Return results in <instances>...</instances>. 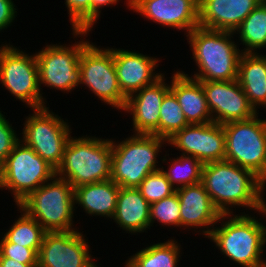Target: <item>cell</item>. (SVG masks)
Wrapping results in <instances>:
<instances>
[{"label":"cell","instance_id":"obj_1","mask_svg":"<svg viewBox=\"0 0 266 267\" xmlns=\"http://www.w3.org/2000/svg\"><path fill=\"white\" fill-rule=\"evenodd\" d=\"M201 182L220 214H236L238 208L255 214L265 207L266 183L253 171L232 162L204 164Z\"/></svg>","mask_w":266,"mask_h":267},{"label":"cell","instance_id":"obj_2","mask_svg":"<svg viewBox=\"0 0 266 267\" xmlns=\"http://www.w3.org/2000/svg\"><path fill=\"white\" fill-rule=\"evenodd\" d=\"M256 216L253 213L246 214L245 211L240 214H221L207 239L215 244L212 246L219 249L224 258L232 261L233 265L235 263L240 267H266L264 209L258 211Z\"/></svg>","mask_w":266,"mask_h":267},{"label":"cell","instance_id":"obj_3","mask_svg":"<svg viewBox=\"0 0 266 267\" xmlns=\"http://www.w3.org/2000/svg\"><path fill=\"white\" fill-rule=\"evenodd\" d=\"M234 32L194 28L187 36L196 71L191 75L198 81H232L238 78L241 55ZM236 42V43H235Z\"/></svg>","mask_w":266,"mask_h":267},{"label":"cell","instance_id":"obj_4","mask_svg":"<svg viewBox=\"0 0 266 267\" xmlns=\"http://www.w3.org/2000/svg\"><path fill=\"white\" fill-rule=\"evenodd\" d=\"M111 144L110 179L120 187L137 188L148 174L161 170L158 158L163 159L160 153L168 140L153 134H131L121 141L111 138Z\"/></svg>","mask_w":266,"mask_h":267},{"label":"cell","instance_id":"obj_5","mask_svg":"<svg viewBox=\"0 0 266 267\" xmlns=\"http://www.w3.org/2000/svg\"><path fill=\"white\" fill-rule=\"evenodd\" d=\"M111 138L96 135L71 136L56 169L59 178L68 180L73 188L109 180L111 177Z\"/></svg>","mask_w":266,"mask_h":267},{"label":"cell","instance_id":"obj_6","mask_svg":"<svg viewBox=\"0 0 266 267\" xmlns=\"http://www.w3.org/2000/svg\"><path fill=\"white\" fill-rule=\"evenodd\" d=\"M34 218L46 232H68L75 227L74 188L55 175L17 205ZM78 228V229H77Z\"/></svg>","mask_w":266,"mask_h":267},{"label":"cell","instance_id":"obj_7","mask_svg":"<svg viewBox=\"0 0 266 267\" xmlns=\"http://www.w3.org/2000/svg\"><path fill=\"white\" fill-rule=\"evenodd\" d=\"M90 32L92 34V30H72L73 39L78 40L81 37L79 41L73 44L70 41L69 45L60 42L46 43L43 48L35 52L42 95H44L42 85L64 94H69L78 88L80 55L82 49L90 42V38L86 39Z\"/></svg>","mask_w":266,"mask_h":267},{"label":"cell","instance_id":"obj_8","mask_svg":"<svg viewBox=\"0 0 266 267\" xmlns=\"http://www.w3.org/2000/svg\"><path fill=\"white\" fill-rule=\"evenodd\" d=\"M56 175V169L19 140L0 166V190H8L17 206Z\"/></svg>","mask_w":266,"mask_h":267},{"label":"cell","instance_id":"obj_9","mask_svg":"<svg viewBox=\"0 0 266 267\" xmlns=\"http://www.w3.org/2000/svg\"><path fill=\"white\" fill-rule=\"evenodd\" d=\"M5 43L0 49V84L27 108L47 106L39 86L38 65L33 52ZM31 53V54H30Z\"/></svg>","mask_w":266,"mask_h":267},{"label":"cell","instance_id":"obj_10","mask_svg":"<svg viewBox=\"0 0 266 267\" xmlns=\"http://www.w3.org/2000/svg\"><path fill=\"white\" fill-rule=\"evenodd\" d=\"M222 126L225 132L224 160L253 171L266 183V119L258 113L251 119Z\"/></svg>","mask_w":266,"mask_h":267},{"label":"cell","instance_id":"obj_11","mask_svg":"<svg viewBox=\"0 0 266 267\" xmlns=\"http://www.w3.org/2000/svg\"><path fill=\"white\" fill-rule=\"evenodd\" d=\"M118 112L127 98L120 90L114 66L113 47H100L90 42L82 49L79 61V85Z\"/></svg>","mask_w":266,"mask_h":267},{"label":"cell","instance_id":"obj_12","mask_svg":"<svg viewBox=\"0 0 266 267\" xmlns=\"http://www.w3.org/2000/svg\"><path fill=\"white\" fill-rule=\"evenodd\" d=\"M50 107L31 109L25 116L24 127L18 133L26 145L55 169L61 164L64 149L73 132L69 120L62 118Z\"/></svg>","mask_w":266,"mask_h":267},{"label":"cell","instance_id":"obj_13","mask_svg":"<svg viewBox=\"0 0 266 267\" xmlns=\"http://www.w3.org/2000/svg\"><path fill=\"white\" fill-rule=\"evenodd\" d=\"M83 232H46L38 253V267H101Z\"/></svg>","mask_w":266,"mask_h":267},{"label":"cell","instance_id":"obj_14","mask_svg":"<svg viewBox=\"0 0 266 267\" xmlns=\"http://www.w3.org/2000/svg\"><path fill=\"white\" fill-rule=\"evenodd\" d=\"M125 7L162 28L188 35L199 27V0H124Z\"/></svg>","mask_w":266,"mask_h":267},{"label":"cell","instance_id":"obj_15","mask_svg":"<svg viewBox=\"0 0 266 267\" xmlns=\"http://www.w3.org/2000/svg\"><path fill=\"white\" fill-rule=\"evenodd\" d=\"M200 82L213 122L223 125L251 119L260 113L250 104L237 79Z\"/></svg>","mask_w":266,"mask_h":267},{"label":"cell","instance_id":"obj_16","mask_svg":"<svg viewBox=\"0 0 266 267\" xmlns=\"http://www.w3.org/2000/svg\"><path fill=\"white\" fill-rule=\"evenodd\" d=\"M113 58L118 84L126 98L153 84L164 74L157 70L158 63L162 61L155 56L115 47Z\"/></svg>","mask_w":266,"mask_h":267},{"label":"cell","instance_id":"obj_17","mask_svg":"<svg viewBox=\"0 0 266 267\" xmlns=\"http://www.w3.org/2000/svg\"><path fill=\"white\" fill-rule=\"evenodd\" d=\"M175 192L181 209L180 229H188L207 238L221 214L212 203L202 182L178 188Z\"/></svg>","mask_w":266,"mask_h":267},{"label":"cell","instance_id":"obj_18","mask_svg":"<svg viewBox=\"0 0 266 267\" xmlns=\"http://www.w3.org/2000/svg\"><path fill=\"white\" fill-rule=\"evenodd\" d=\"M165 73L153 84L145 86L127 98L122 111L131 117L133 134H153L159 137L160 106L170 90Z\"/></svg>","mask_w":266,"mask_h":267},{"label":"cell","instance_id":"obj_19","mask_svg":"<svg viewBox=\"0 0 266 267\" xmlns=\"http://www.w3.org/2000/svg\"><path fill=\"white\" fill-rule=\"evenodd\" d=\"M263 1L199 0V27L235 32L242 21Z\"/></svg>","mask_w":266,"mask_h":267},{"label":"cell","instance_id":"obj_20","mask_svg":"<svg viewBox=\"0 0 266 267\" xmlns=\"http://www.w3.org/2000/svg\"><path fill=\"white\" fill-rule=\"evenodd\" d=\"M170 90L174 93L189 124L213 122L207 106V100L200 81L174 70L169 77Z\"/></svg>","mask_w":266,"mask_h":267},{"label":"cell","instance_id":"obj_21","mask_svg":"<svg viewBox=\"0 0 266 267\" xmlns=\"http://www.w3.org/2000/svg\"><path fill=\"white\" fill-rule=\"evenodd\" d=\"M113 221L131 235L147 233L150 230V203L137 188H119Z\"/></svg>","mask_w":266,"mask_h":267},{"label":"cell","instance_id":"obj_22","mask_svg":"<svg viewBox=\"0 0 266 267\" xmlns=\"http://www.w3.org/2000/svg\"><path fill=\"white\" fill-rule=\"evenodd\" d=\"M118 186L112 179L85 184L74 188L75 213L77 208H83L86 215L90 218L104 217L107 220L114 216L116 211Z\"/></svg>","mask_w":266,"mask_h":267},{"label":"cell","instance_id":"obj_23","mask_svg":"<svg viewBox=\"0 0 266 267\" xmlns=\"http://www.w3.org/2000/svg\"><path fill=\"white\" fill-rule=\"evenodd\" d=\"M237 80L255 110L266 109V55L243 53Z\"/></svg>","mask_w":266,"mask_h":267},{"label":"cell","instance_id":"obj_24","mask_svg":"<svg viewBox=\"0 0 266 267\" xmlns=\"http://www.w3.org/2000/svg\"><path fill=\"white\" fill-rule=\"evenodd\" d=\"M172 238L164 242L147 244L145 248L129 256L123 267H179L183 248L178 239L176 241Z\"/></svg>","mask_w":266,"mask_h":267},{"label":"cell","instance_id":"obj_25","mask_svg":"<svg viewBox=\"0 0 266 267\" xmlns=\"http://www.w3.org/2000/svg\"><path fill=\"white\" fill-rule=\"evenodd\" d=\"M234 34L238 37V46L244 47L241 49L242 53H261L263 48L266 49V0L242 21Z\"/></svg>","mask_w":266,"mask_h":267},{"label":"cell","instance_id":"obj_26","mask_svg":"<svg viewBox=\"0 0 266 267\" xmlns=\"http://www.w3.org/2000/svg\"><path fill=\"white\" fill-rule=\"evenodd\" d=\"M165 152V156L160 160V163H165L164 165L167 164L168 166H161V171L175 189L202 181V170L204 166L202 162L195 157L182 154L179 156L176 154L177 157L170 158L169 153L167 154L166 150Z\"/></svg>","mask_w":266,"mask_h":267},{"label":"cell","instance_id":"obj_27","mask_svg":"<svg viewBox=\"0 0 266 267\" xmlns=\"http://www.w3.org/2000/svg\"><path fill=\"white\" fill-rule=\"evenodd\" d=\"M16 207L21 214L17 215L19 217H16L17 220L14 219L15 221L6 232L0 234L10 243L32 248L39 253L46 231L34 218L28 216L18 206Z\"/></svg>","mask_w":266,"mask_h":267},{"label":"cell","instance_id":"obj_28","mask_svg":"<svg viewBox=\"0 0 266 267\" xmlns=\"http://www.w3.org/2000/svg\"><path fill=\"white\" fill-rule=\"evenodd\" d=\"M159 114V137L161 138L168 140L177 131L190 125L171 90L165 94Z\"/></svg>","mask_w":266,"mask_h":267},{"label":"cell","instance_id":"obj_29","mask_svg":"<svg viewBox=\"0 0 266 267\" xmlns=\"http://www.w3.org/2000/svg\"><path fill=\"white\" fill-rule=\"evenodd\" d=\"M203 124H190L168 139V147L179 154L195 157L202 162Z\"/></svg>","mask_w":266,"mask_h":267},{"label":"cell","instance_id":"obj_30","mask_svg":"<svg viewBox=\"0 0 266 267\" xmlns=\"http://www.w3.org/2000/svg\"><path fill=\"white\" fill-rule=\"evenodd\" d=\"M225 159V132L221 124H203L202 163Z\"/></svg>","mask_w":266,"mask_h":267},{"label":"cell","instance_id":"obj_31","mask_svg":"<svg viewBox=\"0 0 266 267\" xmlns=\"http://www.w3.org/2000/svg\"><path fill=\"white\" fill-rule=\"evenodd\" d=\"M180 211L179 198L176 192L167 198L150 204V228L154 226V223L159 222V225L163 228L173 226V228L178 227L180 229Z\"/></svg>","mask_w":266,"mask_h":267},{"label":"cell","instance_id":"obj_32","mask_svg":"<svg viewBox=\"0 0 266 267\" xmlns=\"http://www.w3.org/2000/svg\"><path fill=\"white\" fill-rule=\"evenodd\" d=\"M137 189L150 204L167 198L176 191L161 170L148 174Z\"/></svg>","mask_w":266,"mask_h":267},{"label":"cell","instance_id":"obj_33","mask_svg":"<svg viewBox=\"0 0 266 267\" xmlns=\"http://www.w3.org/2000/svg\"><path fill=\"white\" fill-rule=\"evenodd\" d=\"M71 30H91V0H65Z\"/></svg>","mask_w":266,"mask_h":267},{"label":"cell","instance_id":"obj_34","mask_svg":"<svg viewBox=\"0 0 266 267\" xmlns=\"http://www.w3.org/2000/svg\"><path fill=\"white\" fill-rule=\"evenodd\" d=\"M0 254L22 264H38V253L28 247L8 242L0 234Z\"/></svg>","mask_w":266,"mask_h":267},{"label":"cell","instance_id":"obj_35","mask_svg":"<svg viewBox=\"0 0 266 267\" xmlns=\"http://www.w3.org/2000/svg\"><path fill=\"white\" fill-rule=\"evenodd\" d=\"M2 112L0 108V166L5 162L15 144L20 140V135L16 133L18 131L14 128L15 126L12 127L9 118L6 119L5 112Z\"/></svg>","mask_w":266,"mask_h":267},{"label":"cell","instance_id":"obj_36","mask_svg":"<svg viewBox=\"0 0 266 267\" xmlns=\"http://www.w3.org/2000/svg\"><path fill=\"white\" fill-rule=\"evenodd\" d=\"M18 8L13 0H0V33L4 32L17 18Z\"/></svg>","mask_w":266,"mask_h":267},{"label":"cell","instance_id":"obj_37","mask_svg":"<svg viewBox=\"0 0 266 267\" xmlns=\"http://www.w3.org/2000/svg\"><path fill=\"white\" fill-rule=\"evenodd\" d=\"M119 1L122 0H91V30L93 31L94 25L97 24V20H99L102 12V8H106L107 6H115L118 5ZM101 9V10H100Z\"/></svg>","mask_w":266,"mask_h":267},{"label":"cell","instance_id":"obj_38","mask_svg":"<svg viewBox=\"0 0 266 267\" xmlns=\"http://www.w3.org/2000/svg\"><path fill=\"white\" fill-rule=\"evenodd\" d=\"M0 267H38V264H22L0 254Z\"/></svg>","mask_w":266,"mask_h":267},{"label":"cell","instance_id":"obj_39","mask_svg":"<svg viewBox=\"0 0 266 267\" xmlns=\"http://www.w3.org/2000/svg\"><path fill=\"white\" fill-rule=\"evenodd\" d=\"M1 44H2V45H0V49L2 48V46H4V44H5V43H4V42H2Z\"/></svg>","mask_w":266,"mask_h":267},{"label":"cell","instance_id":"obj_40","mask_svg":"<svg viewBox=\"0 0 266 267\" xmlns=\"http://www.w3.org/2000/svg\"><path fill=\"white\" fill-rule=\"evenodd\" d=\"M264 211H265V214H266V201H265V207H264Z\"/></svg>","mask_w":266,"mask_h":267}]
</instances>
